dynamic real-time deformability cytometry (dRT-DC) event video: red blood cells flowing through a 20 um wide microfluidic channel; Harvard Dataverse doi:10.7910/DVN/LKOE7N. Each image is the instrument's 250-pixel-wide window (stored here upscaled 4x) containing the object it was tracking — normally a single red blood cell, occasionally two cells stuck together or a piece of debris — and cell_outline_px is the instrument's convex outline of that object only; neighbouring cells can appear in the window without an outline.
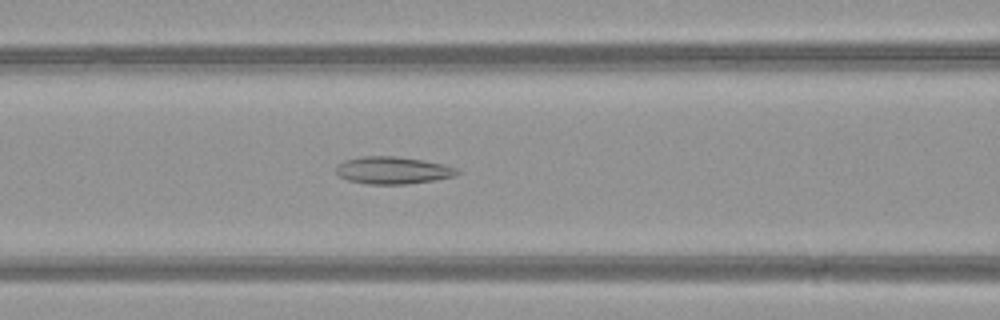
{"species": "common noctule bat (a hibernating species)", "species_latin": "Nyctalus noctula", "temperature_condition": "warm", "stored_images_in_passage": 34, "camera_frame_rate_fps": 3000, "um_per_image_px": 0.085, "animal": {"sex": "female", "body_mass_g": 21.9}, "frame": {"image": 1, "passage_image": 6, "time_ms": 1.667, "image_size_px": [1000, 320], "cell_outline_px": [[460, 172], [456, 176], [432, 180], [404, 184], [368, 184], [348, 180], [340, 176], [336, 172], [336, 168], [344, 160], [364, 156], [392, 156], [420, 160], [444, 164], [460, 168]], "centroid_in_image_um": [33.42, 14.48], "position_along_channel_um": 133.2, "area_um2": 19.07}}
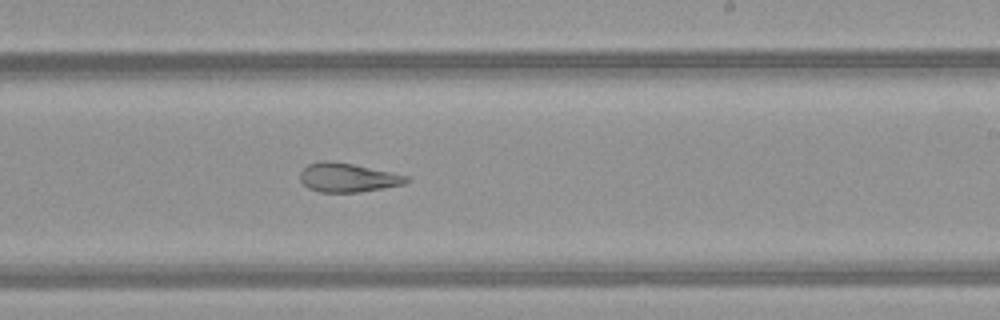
{"frame": {"image": 2, "passage_image": 15, "time_ms": 4.667, "image_size_px": [1000, 320], "cell_outline_px": [[412, 180], [404, 184], [384, 188], [360, 192], [320, 192], [308, 188], [300, 180], [300, 172], [308, 164], [324, 160], [332, 160], [412, 176]], "centroid_in_image_um": [29.6, 15.09], "position_along_channel_um": 259.4, "area_um2": 18.15}}
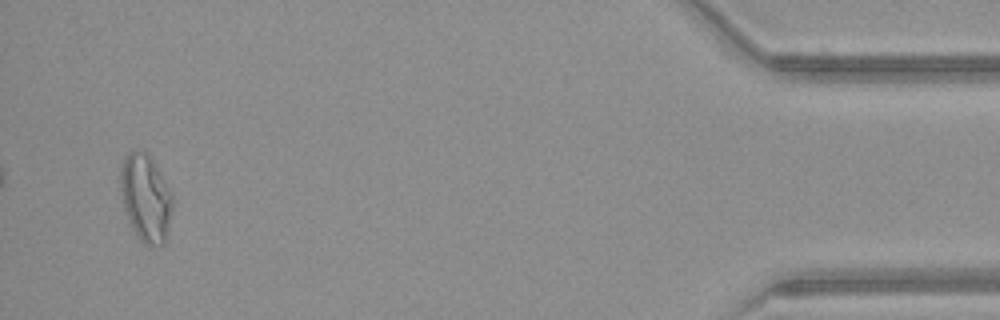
{"frame": {"image": 3, "passage_image": 32, "time_ms": 10.333, "image_size_px": [1000, 320], "cell_outline_px": [[172, 212], [164, 244], [152, 248], [148, 248], [136, 236], [128, 220], [124, 208], [120, 192], [120, 168], [128, 152], [140, 148], [152, 160], [172, 192]], "centroid_in_image_um": [12.37, 16.87], "position_along_channel_um": 422.8, "area_um2": 26.76}, "authors_computed_cell_mechanics": {"area_um2": 19.2474, "velocity_mm_per_s": 4.2182, "shape_relaxation_time_tau1_ms": null, "shape_relaxation_time_tau2_ms": 2.6441, "deformation_change_tau1": null, "deformation_change_tau2": 0.1165}}